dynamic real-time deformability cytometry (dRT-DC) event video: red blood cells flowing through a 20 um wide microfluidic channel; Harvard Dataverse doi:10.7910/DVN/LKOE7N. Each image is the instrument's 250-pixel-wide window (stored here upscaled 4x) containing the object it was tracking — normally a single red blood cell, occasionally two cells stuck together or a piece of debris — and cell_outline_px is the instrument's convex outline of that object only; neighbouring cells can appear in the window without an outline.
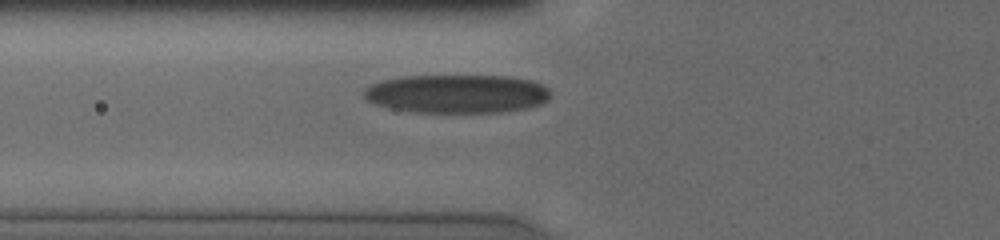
{"species": "human", "species_latin": "Homo sapiens", "temperature_condition": "cold", "stored_images_in_passage": 36, "camera_frame_rate_fps": 3000, "um_per_image_px": 0.085, "donor": {"sex": "male"}, "frame": {"image": 1, "passage_image": 12, "time_ms": 4.0, "image_size_px": [1000, 240], "cell_outline_px": [[552, 92], [548, 100], [540, 104], [528, 108], [500, 112], [416, 112], [392, 108], [376, 104], [368, 100], [364, 96], [364, 88], [372, 84], [384, 80], [404, 76], [508, 76], [532, 80], [544, 84]], "centroid_in_image_um": [38.91, 7.96], "position_along_channel_um": 86.9, "area_um2": 41.96}}
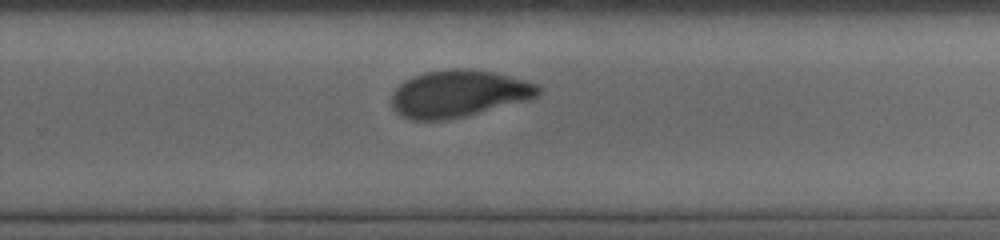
{"frame": {"image": 2, "passage_image": 27, "time_ms": 9.333, "image_size_px": [1000, 240], "cell_outline_px": [[540, 92], [536, 96], [528, 100], [464, 116], [440, 120], [416, 120], [400, 116], [392, 108], [392, 92], [404, 80], [412, 76], [424, 72], [460, 68], [468, 68], [496, 72], [540, 84]], "centroid_in_image_um": [38.98, 7.94], "position_along_channel_um": 290.8, "area_um2": 40.23}}
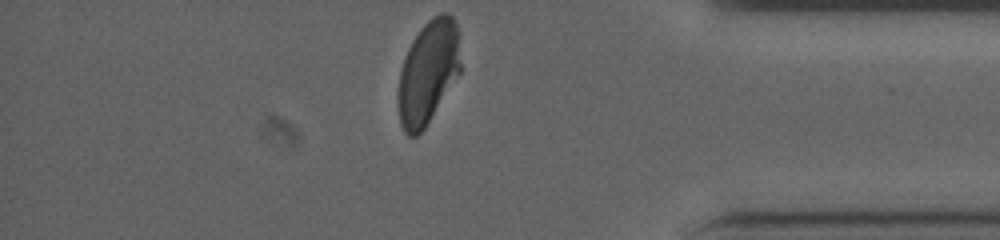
{"frame": {"image": 3, "passage_image": 36, "time_ms": 12.667, "image_size_px": [1000, 240], "cell_outline_px": [[460, 72], [424, 128], [416, 136], [408, 136], [404, 132], [400, 124], [396, 96], [400, 72], [404, 56], [412, 40], [420, 28], [432, 16], [440, 12], [448, 12], [452, 16], [456, 24], [460, 64]], "centroid_in_image_um": [36.34, 6.14], "position_along_channel_um": 398.9, "area_um2": 37.57}, "authors_computed_cell_mechanics": {"area_um2": 39.4485, "velocity_mm_per_s": 3.82, "shape_relaxation_time_tau1_ms": 4.2646, "shape_relaxation_time_tau2_ms": 1.4454, "deformation_change_tau1": 0.1649, "deformation_change_tau2": 0.0644}}